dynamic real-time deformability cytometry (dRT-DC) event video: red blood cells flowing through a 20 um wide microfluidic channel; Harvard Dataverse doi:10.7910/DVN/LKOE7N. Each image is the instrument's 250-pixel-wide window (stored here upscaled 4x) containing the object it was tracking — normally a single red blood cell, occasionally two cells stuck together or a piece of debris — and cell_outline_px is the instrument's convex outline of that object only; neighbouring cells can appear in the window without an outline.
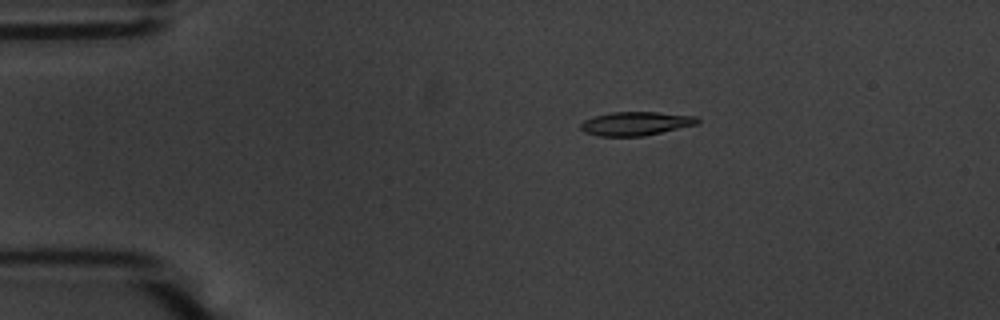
{"species": "common noctule bat (a hibernating species)", "species_latin": "Nyctalus noctula", "temperature_condition": "warm", "stored_images_in_passage": 45, "camera_frame_rate_fps": 3000, "um_per_image_px": 0.085, "animal": {"sex": "male", "body_mass_g": 20.1, "forearm_length_mm": 53.5}, "frame": {"image": 1, "passage_image": 1, "time_ms": 0.0, "image_size_px": [1000, 320], "cell_outline_px": [[700, 120], [696, 124], [644, 136], [600, 136], [584, 132], [580, 128], [580, 124], [584, 120], [596, 116], [612, 112], [656, 112], [696, 116]], "centroid_in_image_um": [54.02, 10.5], "position_along_channel_um": 31.0, "area_um2": 15.95}}
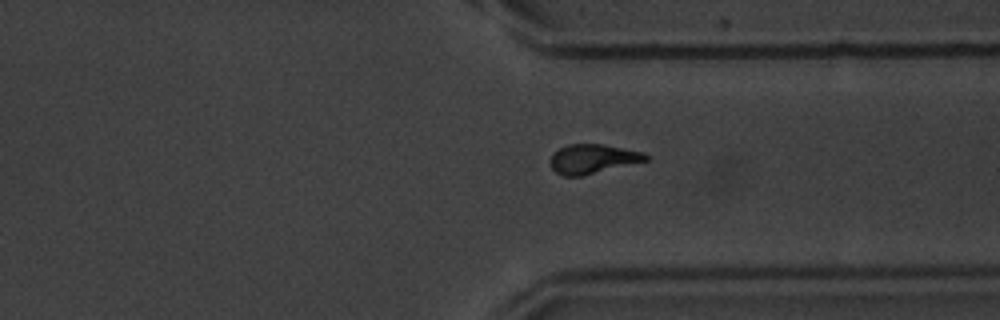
{"frame": {"image": 2, "passage_image": 32, "time_ms": 10.333, "image_size_px": [1000, 320], "cell_outline_px": [[648, 160], [584, 176], [564, 176], [556, 172], [552, 168], [548, 160], [552, 152], [568, 144], [604, 144], [644, 152], [648, 156]], "centroid_in_image_um": [50.35, 13.5], "position_along_channel_um": 361.0, "area_um2": 16.53}}
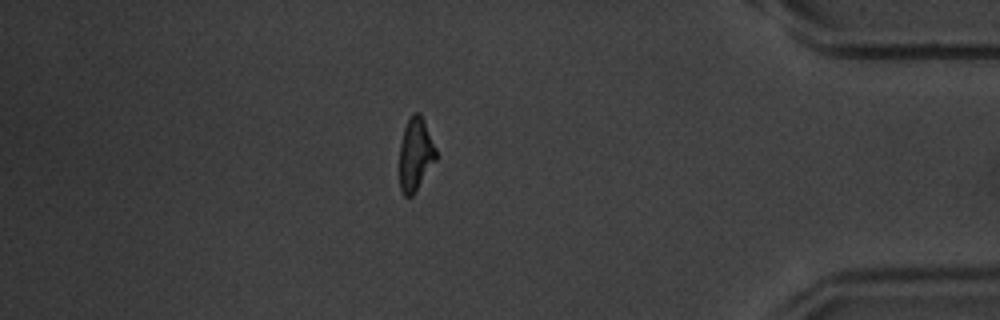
{"frame": {"image": 3, "passage_image": 38, "time_ms": 12.333, "image_size_px": [1000, 320], "cell_outline_px": [[436, 160], [412, 196], [404, 196], [400, 188], [400, 144], [404, 128], [412, 112], [420, 112], [424, 120], [436, 148]], "centroid_in_image_um": [35.32, 13.09], "position_along_channel_um": 399.9, "area_um2": 15.43}, "authors_computed_cell_mechanics": {"area_um2": 16.2996, "velocity_mm_per_s": 3.6955, "shape_relaxation_time_tau1_ms": 3.3789, "shape_relaxation_time_tau2_ms": 2.5913, "deformation_change_tau1": 0.1731, "deformation_change_tau2": 0.1033}}